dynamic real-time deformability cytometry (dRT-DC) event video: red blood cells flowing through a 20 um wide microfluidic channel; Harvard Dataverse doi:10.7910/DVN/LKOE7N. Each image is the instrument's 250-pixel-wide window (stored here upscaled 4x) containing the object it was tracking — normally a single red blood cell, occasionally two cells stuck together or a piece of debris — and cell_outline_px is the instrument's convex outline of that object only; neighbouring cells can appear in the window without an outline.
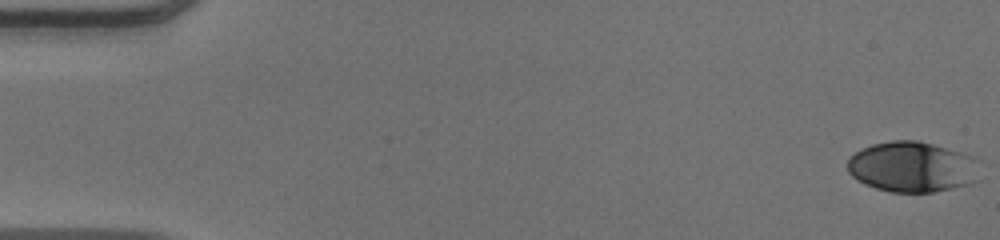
{"species": "human", "species_latin": "Homo sapiens", "temperature_condition": "warm", "stored_images_in_passage": 52, "camera_frame_rate_fps": 3000, "um_per_image_px": 0.085, "donor": {"sex": "male"}, "frame": {"image": 1, "passage_image": 1, "time_ms": 0.0, "image_size_px": [1000, 240], "cell_outline_px": [[980, 180], [972, 184], [932, 192], [888, 192], [864, 184], [856, 180], [848, 172], [848, 160], [856, 152], [872, 144], [892, 140], [920, 140], [976, 156], [980, 160]], "centroid_in_image_um": [77.63, 14.19], "position_along_channel_um": 7.4, "area_um2": 39.77}}
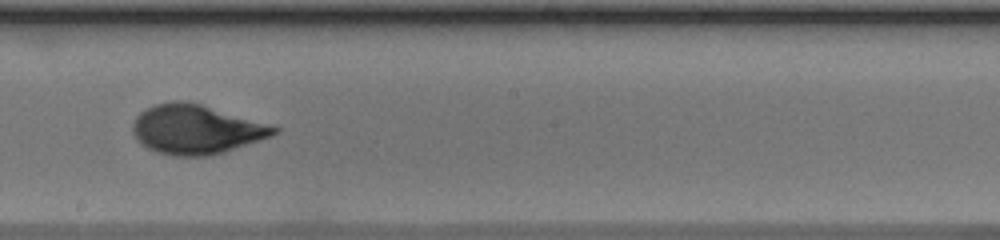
{"frame": {"image": 2, "passage_image": 30, "time_ms": 9.667, "image_size_px": [1000, 240], "cell_outline_px": [[280, 132], [272, 136], [224, 152], [208, 156], [172, 156], [156, 152], [140, 144], [132, 132], [132, 124], [136, 116], [144, 108], [156, 104], [172, 100], [188, 100], [280, 128]], "centroid_in_image_um": [16.62, 11.0], "position_along_channel_um": 231.6, "area_um2": 40.69}}
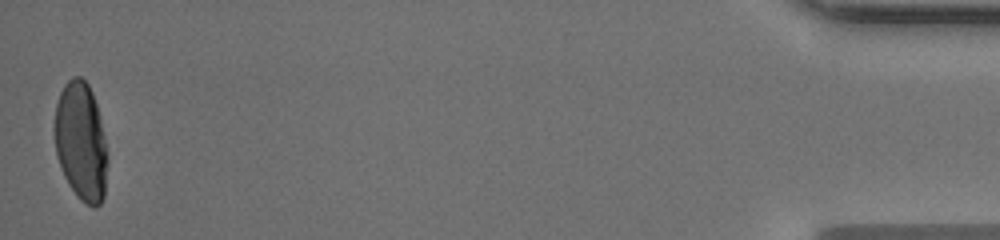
{"frame": {"image": 3, "passage_image": 52, "time_ms": 17.0, "image_size_px": [1000, 240], "cell_outline_px": [[108, 164], [104, 196], [100, 204], [96, 208], [92, 208], [80, 200], [76, 196], [68, 184], [64, 176], [56, 156], [52, 128], [56, 104], [60, 92], [64, 84], [72, 76], [80, 76], [88, 84], [92, 92], [100, 116], [108, 156]], "centroid_in_image_um": [6.86, 12.05], "position_along_channel_um": 428.3, "area_um2": 37.45}, "authors_computed_cell_mechanics": {"area_um2": 38.9572, "velocity_mm_per_s": 3.9552, "shape_relaxation_time_tau1_ms": 5.429, "shape_relaxation_time_tau2_ms": null, "deformation_change_tau1": 0.2466, "deformation_change_tau2": null}}